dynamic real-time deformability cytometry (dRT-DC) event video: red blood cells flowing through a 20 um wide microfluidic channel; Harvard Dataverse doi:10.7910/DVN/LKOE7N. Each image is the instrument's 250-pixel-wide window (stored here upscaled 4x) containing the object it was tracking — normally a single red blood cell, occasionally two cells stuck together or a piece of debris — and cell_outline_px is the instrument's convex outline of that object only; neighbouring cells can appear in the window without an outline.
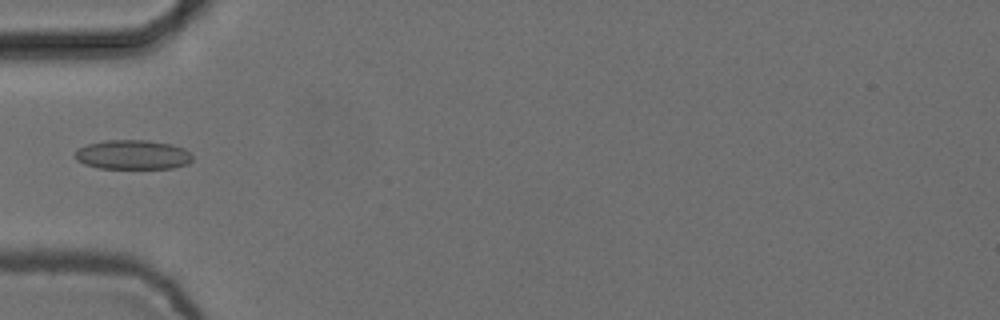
{"species": "common noctule bat (a hibernating species)", "species_latin": "Nyctalus noctula", "temperature_condition": "cold", "stored_images_in_passage": 5, "camera_frame_rate_fps": 3000, "um_per_image_px": 0.085, "animal": {"sex": "female", "body_mass_g": 24.6, "forearm_length_mm": 56.2}, "frame": {"image": 1, "passage_image": 5, "time_ms": 1.333, "image_size_px": [1000, 320], "cell_outline_px": [[192, 160], [188, 164], [172, 168], [100, 168], [84, 164], [76, 160], [76, 148], [88, 144], [104, 140], [148, 140], [172, 144], [184, 148], [192, 156]], "centroid_in_image_um": [11.28, 13.14], "position_along_channel_um": 73.7, "area_um2": 20.17}}